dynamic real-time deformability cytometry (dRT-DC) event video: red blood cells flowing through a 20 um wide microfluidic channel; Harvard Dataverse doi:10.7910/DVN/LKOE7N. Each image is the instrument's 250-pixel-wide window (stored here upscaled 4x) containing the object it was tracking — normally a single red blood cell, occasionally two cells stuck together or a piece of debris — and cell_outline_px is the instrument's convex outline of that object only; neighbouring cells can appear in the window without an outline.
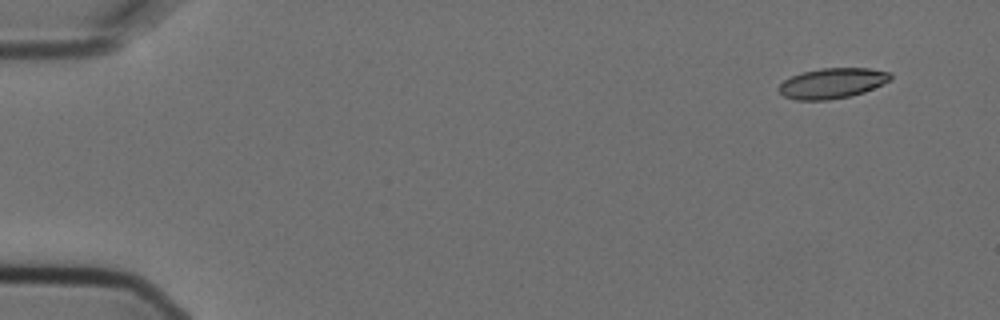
{"species": "Egyptian fruit bat (a non-hibernating species)", "species_latin": "Rousettus aegyptiacus", "temperature_condition": "cold", "stored_images_in_passage": 6, "camera_frame_rate_fps": 3000, "um_per_image_px": 0.085, "animal": {"sex": "female"}, "frame": {"image": 1, "passage_image": 1, "time_ms": 0.0, "image_size_px": [1000, 320], "cell_outline_px": [[892, 80], [864, 92], [848, 96], [828, 100], [796, 100], [784, 96], [776, 88], [784, 80], [792, 76], [804, 72], [820, 68], [868, 68], [892, 72]], "centroid_in_image_um": [70.76, 7.07], "position_along_channel_um": 14.2, "area_um2": 19.77}}
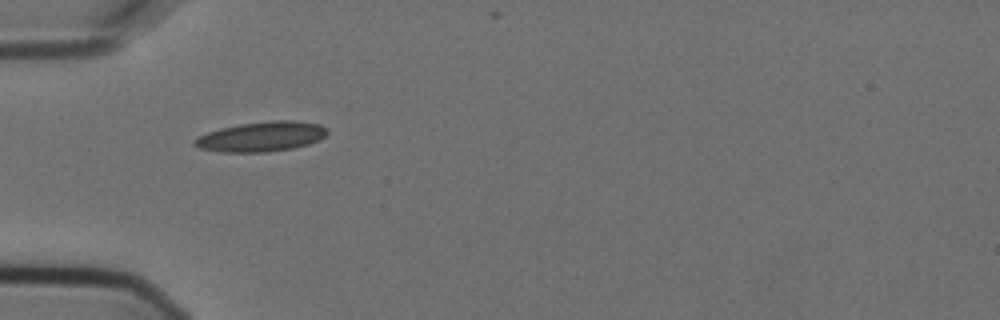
{"frame": {"image": 2, "passage_image": 5, "time_ms": 1.333, "image_size_px": [1000, 320], "cell_outline_px": [[328, 132], [320, 140], [308, 144], [292, 148], [268, 152], [220, 152], [200, 148], [192, 144], [192, 140], [208, 132], [220, 128], [240, 124], [268, 120], [296, 120], [320, 124], [328, 128]], "centroid_in_image_um": [22.24, 11.6], "position_along_channel_um": 62.8, "area_um2": 23.29}}
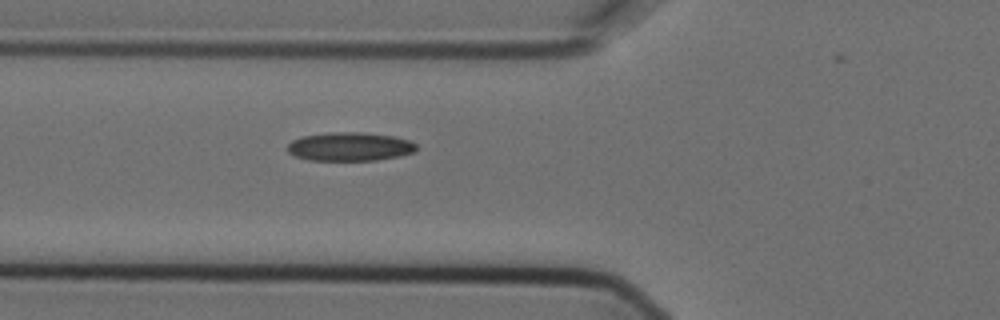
{"frame": {"image": 3, "passage_image": 6, "time_ms": 1.667, "image_size_px": [1000, 320], "cell_outline_px": [[416, 152], [400, 156], [376, 160], [308, 160], [296, 156], [288, 152], [288, 144], [292, 140], [300, 136], [332, 132], [360, 132], [392, 136], [408, 140], [416, 144]], "centroid_in_image_um": [29.73, 12.46], "position_along_channel_um": 96.1, "area_um2": 21.5}}